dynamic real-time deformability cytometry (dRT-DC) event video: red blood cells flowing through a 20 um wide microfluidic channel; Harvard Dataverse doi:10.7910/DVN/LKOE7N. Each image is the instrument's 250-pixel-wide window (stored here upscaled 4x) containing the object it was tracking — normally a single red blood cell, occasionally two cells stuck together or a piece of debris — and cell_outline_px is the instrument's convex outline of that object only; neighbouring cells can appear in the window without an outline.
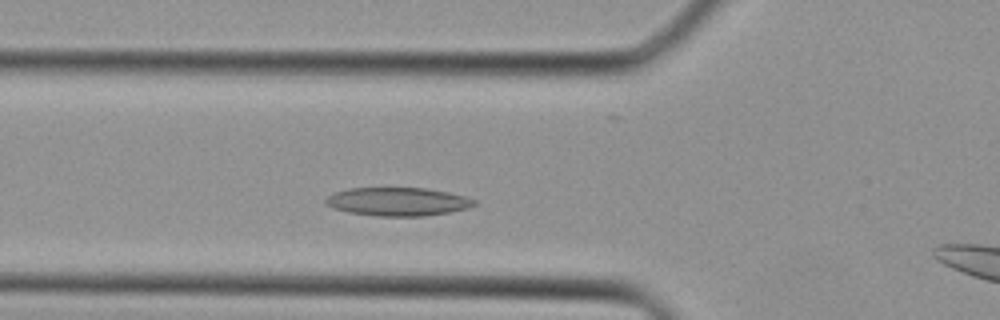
{"species": "Egyptian fruit bat (a non-hibernating species)", "species_latin": "Rousettus aegyptiacus", "temperature_condition": "cold", "stored_images_in_passage": 27, "camera_frame_rate_fps": 3000, "um_per_image_px": 0.085, "animal": {"sex": "female"}, "frame": {"image": 1, "passage_image": 7, "time_ms": 2.0, "image_size_px": [1000, 320], "cell_outline_px": [[476, 204], [468, 208], [448, 212], [424, 216], [376, 216], [348, 212], [332, 208], [324, 204], [324, 200], [328, 196], [336, 192], [348, 188], [428, 188], [448, 192], [464, 196], [476, 200]], "centroid_in_image_um": [33.78, 17.14], "position_along_channel_um": 92.0, "area_um2": 24.62}}
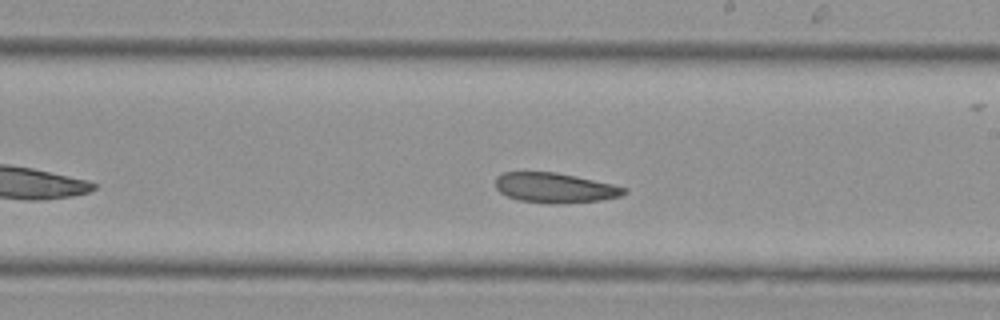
{"frame": {"image": 2, "passage_image": 16, "time_ms": 5.0, "image_size_px": [1000, 320], "cell_outline_px": [[628, 192], [620, 196], [600, 200], [556, 204], [548, 204], [520, 200], [508, 196], [500, 192], [496, 188], [496, 176], [504, 172], [556, 172], [612, 184], [628, 188]], "centroid_in_image_um": [47.17, 15.96], "position_along_channel_um": 241.8, "area_um2": 22.37}}
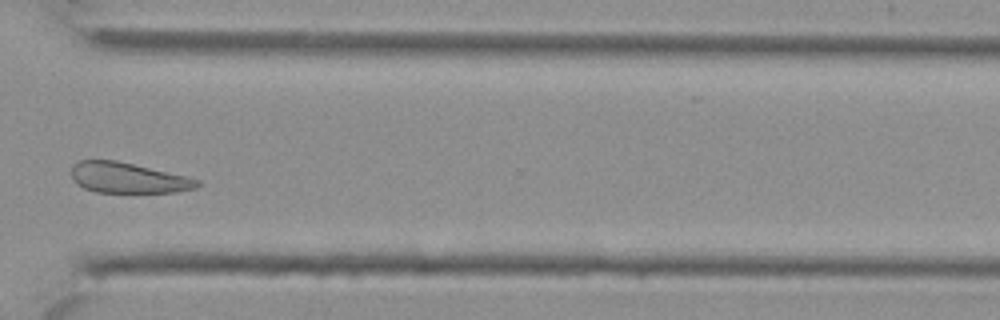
{"frame": {"image": 3, "passage_image": 23, "time_ms": 7.333, "image_size_px": [1000, 320], "cell_outline_px": [[200, 184], [196, 188], [176, 192], [96, 192], [84, 188], [76, 184], [72, 180], [72, 164], [76, 160], [116, 160], [188, 176], [200, 180]], "centroid_in_image_um": [10.87, 15.11], "position_along_channel_um": 359.7, "area_um2": 22.54}}